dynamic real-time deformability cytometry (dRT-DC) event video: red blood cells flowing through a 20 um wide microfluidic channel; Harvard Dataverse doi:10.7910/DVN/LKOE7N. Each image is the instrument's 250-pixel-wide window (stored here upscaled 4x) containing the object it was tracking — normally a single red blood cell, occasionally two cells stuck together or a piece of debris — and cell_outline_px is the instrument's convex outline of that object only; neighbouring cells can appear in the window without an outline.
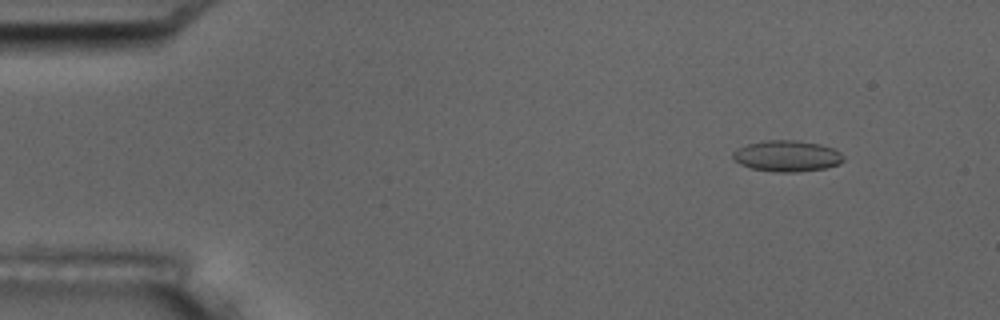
{"species": "common noctule bat (a hibernating species)", "species_latin": "Nyctalus noctula", "temperature_condition": "room temperature", "stored_images_in_passage": 10, "camera_frame_rate_fps": 3000, "um_per_image_px": 0.085, "animal": {"sex": "male", "body_mass_g": 17.5, "forearm_length_mm": 52.3}, "frame": {"image": 1, "passage_image": 1, "time_ms": 0.0, "image_size_px": [1000, 320], "cell_outline_px": [[844, 160], [840, 164], [824, 168], [796, 172], [776, 172], [752, 168], [740, 164], [732, 156], [740, 148], [748, 144], [764, 140], [796, 140], [820, 144], [832, 148], [840, 152], [844, 156]], "centroid_in_image_um": [66.95, 13.26], "position_along_channel_um": 18.1, "area_um2": 19.83}}
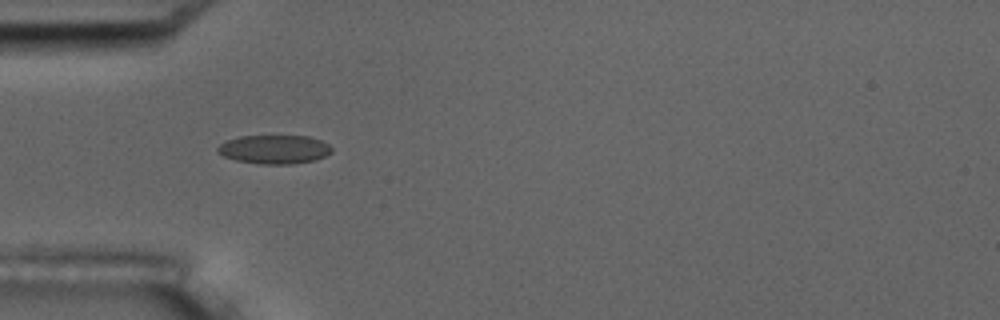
{"frame": {"image": 2, "passage_image": 4, "time_ms": 3.667, "image_size_px": [1000, 320], "cell_outline_px": [[332, 152], [316, 160], [292, 164], [260, 164], [236, 160], [224, 156], [216, 152], [216, 148], [220, 144], [228, 140], [240, 136], [308, 136], [320, 140], [328, 144], [332, 148]], "centroid_in_image_um": [23.32, 12.7], "position_along_channel_um": 61.7, "area_um2": 19.13}}
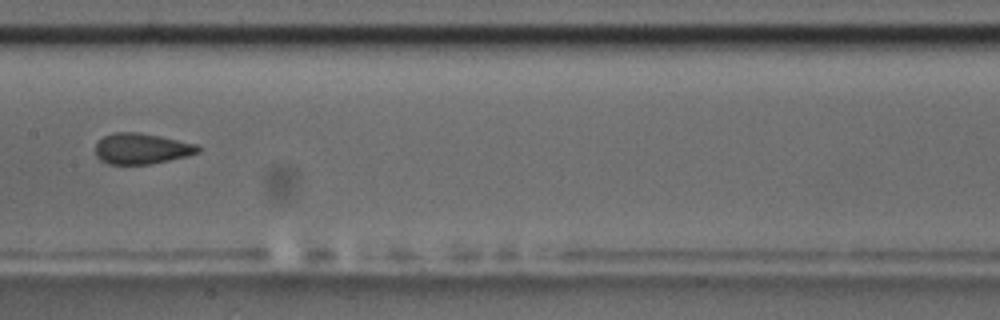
{"frame": {"image": 3, "passage_image": 7, "time_ms": 7.333, "image_size_px": [1000, 320], "cell_outline_px": [[200, 152], [188, 156], [152, 164], [108, 164], [100, 160], [96, 156], [96, 144], [104, 136], [112, 132], [136, 132], [160, 136], [196, 144], [200, 148]], "centroid_in_image_um": [12.03, 12.64], "position_along_channel_um": 195.4, "area_um2": 18.44}}